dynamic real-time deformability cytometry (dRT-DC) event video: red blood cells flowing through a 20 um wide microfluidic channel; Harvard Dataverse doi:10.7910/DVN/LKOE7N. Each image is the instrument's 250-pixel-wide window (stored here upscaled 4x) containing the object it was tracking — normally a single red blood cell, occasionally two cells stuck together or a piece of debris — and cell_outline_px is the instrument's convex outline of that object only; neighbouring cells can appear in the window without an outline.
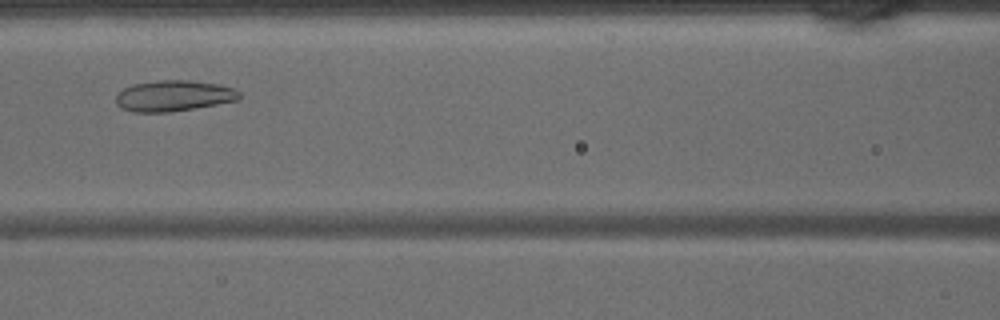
{"species": "common noctule bat (a hibernating species)", "species_latin": "Nyctalus noctula", "temperature_condition": "warm", "stored_images_in_passage": 37, "camera_frame_rate_fps": 3000, "um_per_image_px": 0.085, "animal": {"sex": "male", "body_mass_g": 15.6}, "frame": {"image": 1, "passage_image": 12, "time_ms": 3.667, "image_size_px": [1000, 320], "cell_outline_px": [[240, 100], [168, 112], [136, 112], [120, 108], [116, 104], [116, 96], [124, 88], [132, 84], [156, 80], [188, 80], [220, 84], [232, 88], [240, 92]], "centroid_in_image_um": [14.75, 8.13], "position_along_channel_um": 151.8, "area_um2": 22.2}}
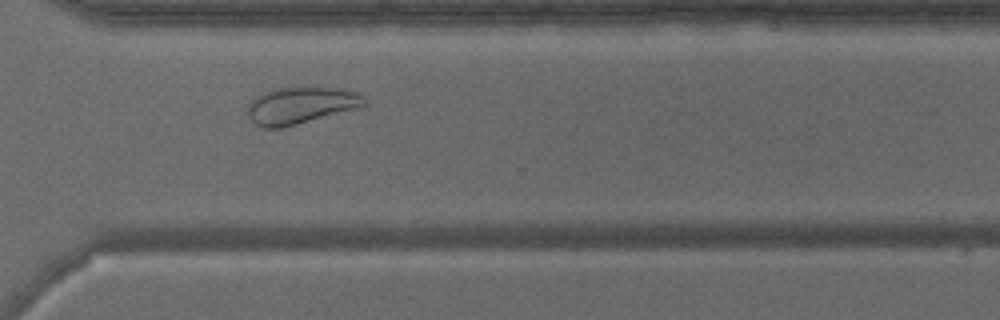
{"frame": {"image": 2, "passage_image": 25, "time_ms": 8.0, "image_size_px": [1000, 320], "cell_outline_px": [[368, 104], [356, 108], [296, 124], [280, 128], [264, 128], [256, 124], [248, 116], [248, 104], [256, 96], [272, 88], [328, 88], [356, 92]], "centroid_in_image_um": [25.49, 8.97], "position_along_channel_um": 345.1, "area_um2": 24.33}}
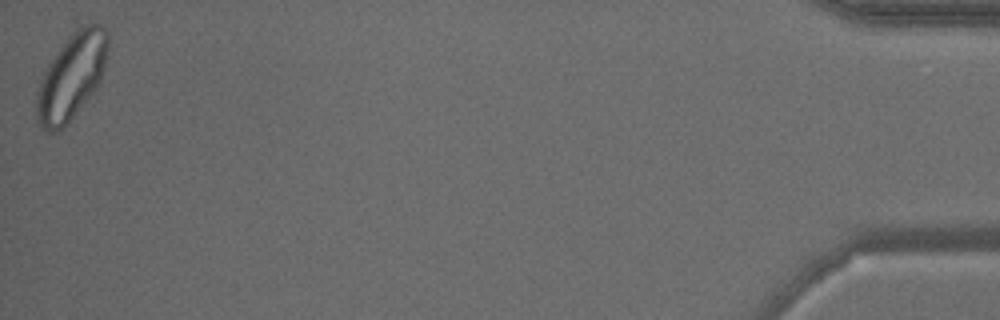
{"frame": {"image": 3, "passage_image": 37, "time_ms": 12.0, "image_size_px": [1000, 320], "cell_outline_px": [[108, 52], [100, 84], [76, 112], [56, 132], [48, 132], [40, 128], [36, 120], [36, 92], [40, 80], [48, 64], [56, 52], [72, 32], [76, 28], [88, 24], [100, 24], [108, 32]], "centroid_in_image_um": [6.07, 6.49], "position_along_channel_um": 429.1, "area_um2": 35.6}}